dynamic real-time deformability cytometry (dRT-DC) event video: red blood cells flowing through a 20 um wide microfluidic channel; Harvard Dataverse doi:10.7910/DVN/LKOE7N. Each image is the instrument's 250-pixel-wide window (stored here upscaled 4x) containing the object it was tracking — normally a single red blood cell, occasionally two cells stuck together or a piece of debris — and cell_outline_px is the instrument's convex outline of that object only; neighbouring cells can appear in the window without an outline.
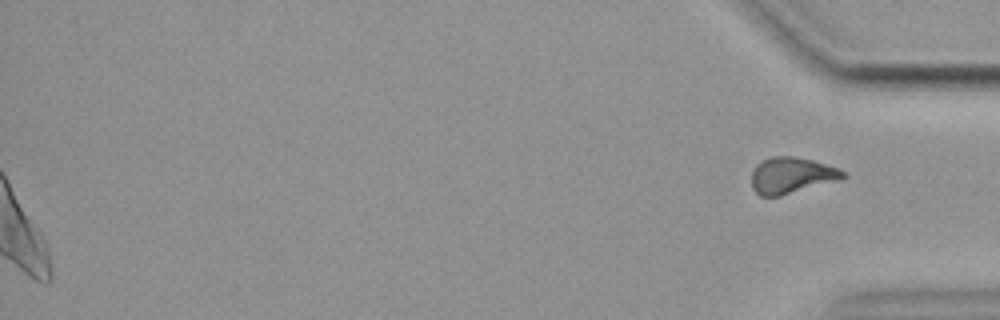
{"species": "common noctule bat (a hibernating species)", "species_latin": "Nyctalus noctula", "temperature_condition": "cold", "stored_images_in_passage": 52, "segment_of_instrument_passage": [2, 2], "camera_frame_rate_fps": 3000, "um_per_image_px": 0.085, "animal": {"sex": "female", "body_mass_g": 19.9}, "frame": {"image": 1, "passage_image": 52, "time_ms": 17.0, "image_size_px": [1000, 320], "cell_outline_px": [[848, 176], [836, 180], [780, 196], [760, 196], [752, 188], [752, 168], [760, 160], [772, 156], [792, 156], [812, 160], [840, 168]], "centroid_in_image_um": [67.24, 14.89], "position_along_channel_um": 368.0, "area_um2": 19.25}}